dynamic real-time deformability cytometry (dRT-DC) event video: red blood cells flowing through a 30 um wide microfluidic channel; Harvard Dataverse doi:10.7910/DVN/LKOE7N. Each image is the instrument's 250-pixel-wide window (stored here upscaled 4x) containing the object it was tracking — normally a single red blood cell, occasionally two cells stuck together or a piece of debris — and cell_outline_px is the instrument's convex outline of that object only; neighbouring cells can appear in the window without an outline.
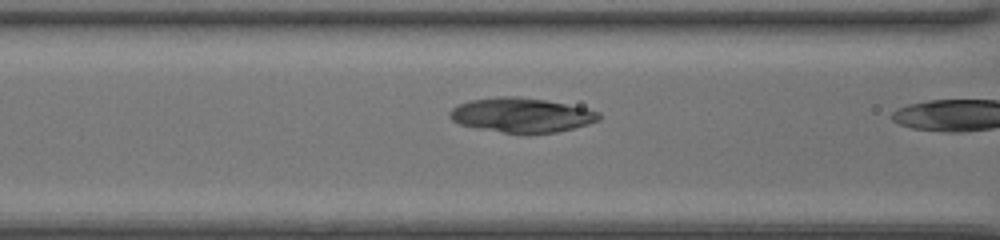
{"species": "common noctule bat (a hibernating species)", "species_latin": "Nyctalus noctula", "temperature_condition": "room temperature", "stored_images_in_passage": 22, "camera_frame_rate_fps": 3000, "um_per_image_px": 0.085, "animal": {"sex": "female", "body_mass_g": 20.0, "forearm_length_mm": 54.0}, "frame": {"image": 1, "passage_image": 21, "time_ms": 6.667, "image_size_px": [1000, 240], "cell_outline_px": [[600, 120], [588, 124], [556, 132], [504, 132], [480, 128], [460, 124], [452, 120], [448, 116], [448, 112], [452, 108], [460, 104], [472, 100], [500, 96], [516, 96], [544, 100], [584, 108], [600, 112]], "centroid_in_image_um": [44.31, 9.77], "position_along_channel_um": 122.3, "area_um2": 29.3}}